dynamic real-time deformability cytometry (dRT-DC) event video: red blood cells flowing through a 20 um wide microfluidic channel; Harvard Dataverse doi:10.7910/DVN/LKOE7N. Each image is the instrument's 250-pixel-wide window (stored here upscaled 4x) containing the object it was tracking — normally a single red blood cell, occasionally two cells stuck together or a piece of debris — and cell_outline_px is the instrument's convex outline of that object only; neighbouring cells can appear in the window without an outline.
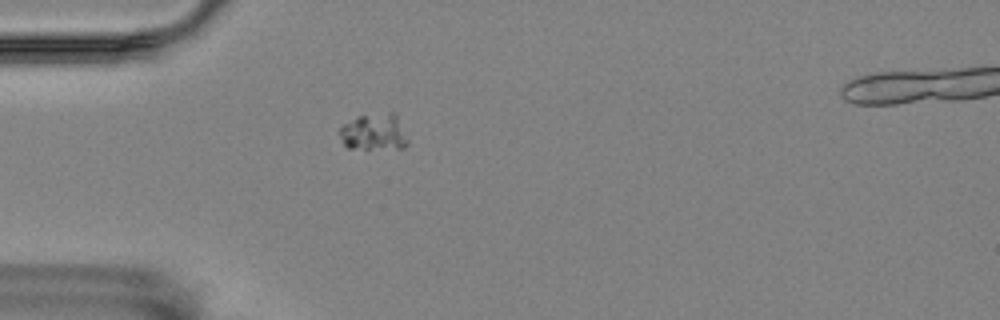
{"species": "Egyptian fruit bat (a non-hibernating species)", "species_latin": "Rousettus aegyptiacus", "temperature_condition": "room temperature", "stored_images_in_passage": 2, "camera_frame_rate_fps": 3000, "um_per_image_px": 0.085, "animal": {"sex": "female"}, "frame": {"image": 1, "passage_image": 1, "time_ms": 0.0, "image_size_px": [1000, 320], "cell_outline_px": [[408, 144], [404, 148], [348, 148], [344, 144], [340, 136], [340, 128], [344, 124], [356, 116], [388, 112], [396, 112], [408, 140]], "centroid_in_image_um": [31.82, 11.21], "position_along_channel_um": 53.2, "area_um2": 14.57}}